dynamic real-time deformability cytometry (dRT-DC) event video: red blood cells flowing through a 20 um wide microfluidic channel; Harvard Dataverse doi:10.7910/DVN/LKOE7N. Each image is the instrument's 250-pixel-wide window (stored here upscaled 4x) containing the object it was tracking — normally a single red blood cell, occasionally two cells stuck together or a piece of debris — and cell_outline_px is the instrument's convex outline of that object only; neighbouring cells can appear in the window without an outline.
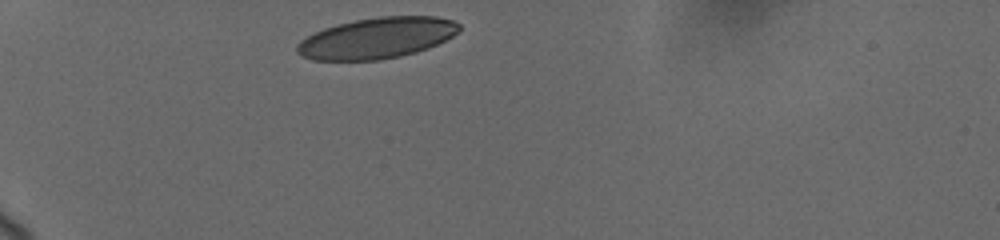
{"species": "human", "species_latin": "Homo sapiens", "temperature_condition": "cold", "stored_images_in_passage": 8, "camera_frame_rate_fps": 3000, "um_per_image_px": 0.085, "donor": {"sex": "female"}, "frame": {"image": 1, "passage_image": 1, "time_ms": 0.0, "image_size_px": [1000, 240], "cell_outline_px": [[460, 28], [452, 36], [428, 48], [416, 52], [400, 56], [380, 60], [312, 60], [296, 52], [296, 44], [300, 40], [324, 28], [336, 24], [356, 20], [380, 16], [436, 16], [452, 20], [460, 24]], "centroid_in_image_um": [32.02, 3.23], "position_along_channel_um": 53.0, "area_um2": 38.55}}
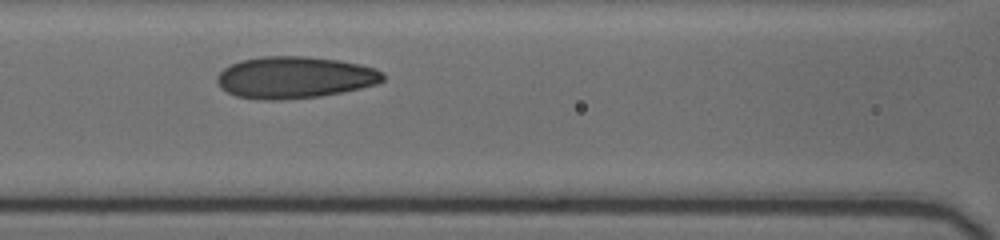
{"frame": {"image": 2, "passage_image": 7, "time_ms": 3.333, "image_size_px": [1000, 240], "cell_outline_px": [[384, 80], [376, 84], [360, 88], [320, 96], [280, 100], [264, 100], [236, 96], [220, 88], [216, 80], [216, 76], [224, 68], [240, 60], [260, 56], [308, 56], [340, 60], [360, 64], [376, 68], [384, 72]], "centroid_in_image_um": [25.04, 6.57], "position_along_channel_um": 141.6, "area_um2": 40.63}}
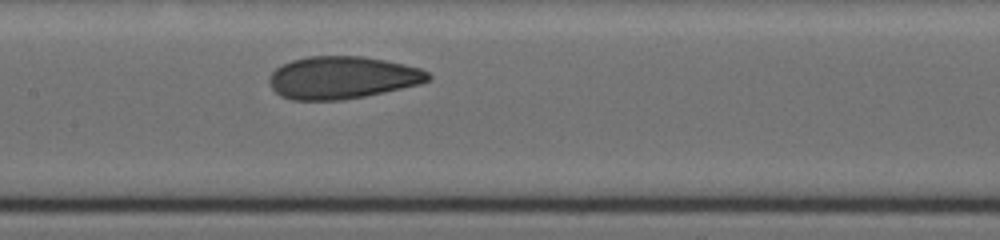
{"frame": {"image": 3, "passage_image": 8, "time_ms": 4.333, "image_size_px": [1000, 240], "cell_outline_px": [[432, 76], [428, 80], [420, 84], [384, 92], [364, 96], [340, 100], [292, 100], [280, 96], [272, 88], [268, 80], [268, 76], [276, 68], [292, 60], [308, 56], [360, 56], [384, 60], [404, 64], [420, 68], [428, 72]], "centroid_in_image_um": [29.07, 6.6], "position_along_channel_um": 178.3, "area_um2": 39.25}}